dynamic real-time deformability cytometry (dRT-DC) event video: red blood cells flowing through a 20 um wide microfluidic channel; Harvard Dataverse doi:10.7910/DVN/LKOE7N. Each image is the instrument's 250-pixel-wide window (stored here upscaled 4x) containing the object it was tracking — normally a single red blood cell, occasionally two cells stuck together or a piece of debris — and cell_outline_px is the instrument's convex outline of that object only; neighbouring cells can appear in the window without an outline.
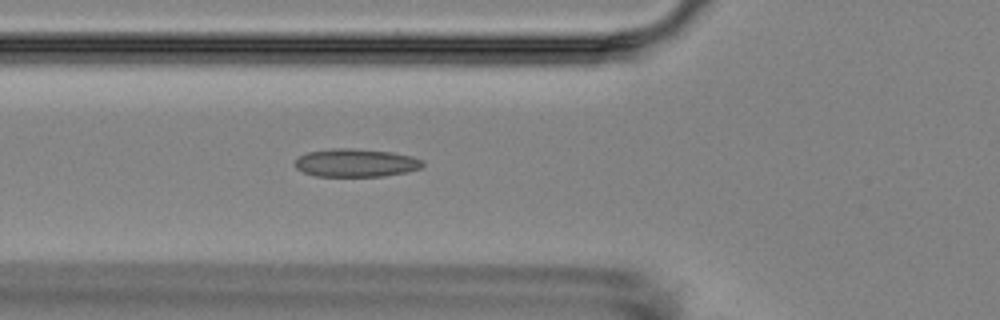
{"species": "Egyptian fruit bat (a non-hibernating species)", "species_latin": "Rousettus aegyptiacus", "temperature_condition": "room temperature", "stored_images_in_passage": 2, "camera_frame_rate_fps": 3000, "um_per_image_px": 0.085, "animal": {"sex": "female"}, "frame": {"image": 1, "passage_image": 2, "time_ms": 1.0, "image_size_px": [1000, 320], "cell_outline_px": [[424, 164], [420, 168], [408, 172], [384, 176], [316, 176], [304, 172], [296, 168], [296, 160], [300, 156], [308, 152], [332, 148], [352, 148], [392, 152], [412, 156], [424, 160]], "centroid_in_image_um": [30.29, 13.84], "position_along_channel_um": 95.5, "area_um2": 20.92}}